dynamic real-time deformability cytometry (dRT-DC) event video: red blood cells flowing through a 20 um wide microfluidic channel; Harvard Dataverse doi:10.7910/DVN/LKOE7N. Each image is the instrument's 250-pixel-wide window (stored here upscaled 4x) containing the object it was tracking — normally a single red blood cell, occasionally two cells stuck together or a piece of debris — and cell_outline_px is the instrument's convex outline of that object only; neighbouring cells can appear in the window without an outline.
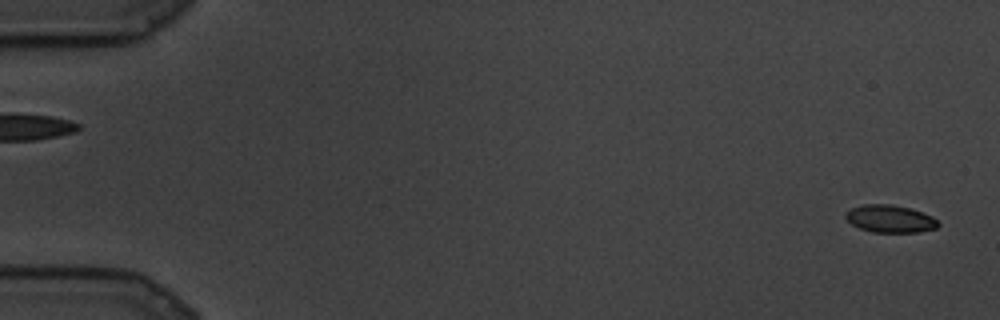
{"species": "common noctule bat (a hibernating species)", "species_latin": "Nyctalus noctula", "temperature_condition": "cold", "stored_images_in_passage": 88, "camera_frame_rate_fps": 3000, "um_per_image_px": 0.085, "animal": {"sex": "male", "body_mass_g": 19.5, "forearm_length_mm": 54.6}, "frame": {"image": 1, "passage_image": 3, "time_ms": 0.667, "image_size_px": [1000, 320], "cell_outline_px": [[940, 224], [936, 228], [920, 232], [872, 232], [860, 228], [852, 224], [844, 216], [844, 212], [852, 208], [864, 204], [892, 204], [908, 208], [932, 216]], "centroid_in_image_um": [75.64, 18.6], "position_along_channel_um": 9.4, "area_um2": 14.74}}